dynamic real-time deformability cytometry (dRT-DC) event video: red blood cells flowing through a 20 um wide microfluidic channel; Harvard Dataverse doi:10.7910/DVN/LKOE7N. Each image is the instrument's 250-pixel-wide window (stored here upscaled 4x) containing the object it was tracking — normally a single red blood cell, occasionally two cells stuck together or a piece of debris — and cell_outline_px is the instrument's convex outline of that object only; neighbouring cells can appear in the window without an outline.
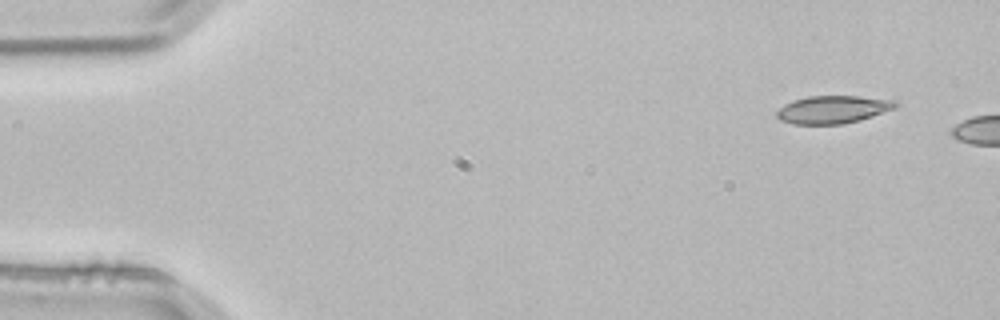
{"species": "common noctule bat (a hibernating species)", "species_latin": "Nyctalus noctula", "temperature_condition": "room temperature", "stored_images_in_passage": 2, "camera_frame_rate_fps": 3000, "um_per_image_px": 0.085, "animal": {"sex": "male", "body_mass_g": 21.5, "forearm_length_mm": 52.0}, "frame": {"image": 1, "passage_image": 1, "time_ms": 0.0, "image_size_px": [1000, 320], "cell_outline_px": [[900, 104], [896, 108], [860, 120], [844, 124], [792, 124], [780, 120], [776, 116], [776, 112], [784, 104], [792, 100], [808, 96], [860, 96], [896, 100]], "centroid_in_image_um": [70.81, 9.3], "position_along_channel_um": 14.2, "area_um2": 19.42}}